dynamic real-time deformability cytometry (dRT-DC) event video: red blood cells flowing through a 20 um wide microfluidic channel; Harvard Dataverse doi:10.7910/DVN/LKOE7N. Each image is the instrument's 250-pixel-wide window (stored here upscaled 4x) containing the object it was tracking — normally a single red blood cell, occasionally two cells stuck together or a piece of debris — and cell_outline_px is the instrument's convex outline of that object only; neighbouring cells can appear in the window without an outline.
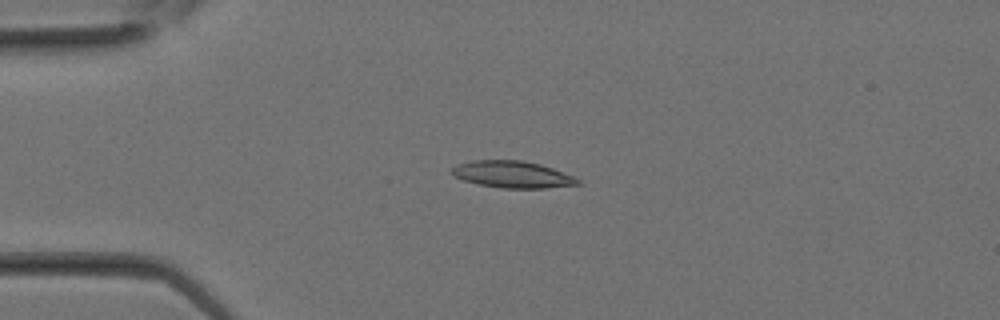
{"species": "Egyptian fruit bat (a non-hibernating species)", "species_latin": "Rousettus aegyptiacus", "temperature_condition": "room temperature", "stored_images_in_passage": 15, "camera_frame_rate_fps": 3000, "um_per_image_px": 0.085, "animal": {"sex": "female"}, "frame": {"image": 1, "passage_image": 3, "time_ms": 0.667, "image_size_px": [1000, 320], "cell_outline_px": [[580, 184], [544, 188], [500, 188], [480, 184], [464, 180], [452, 176], [448, 172], [456, 164], [472, 160], [520, 160], [540, 164], [552, 168], [572, 176], [580, 180]], "centroid_in_image_um": [43.49, 14.82], "position_along_channel_um": 41.5, "area_um2": 19.65}}
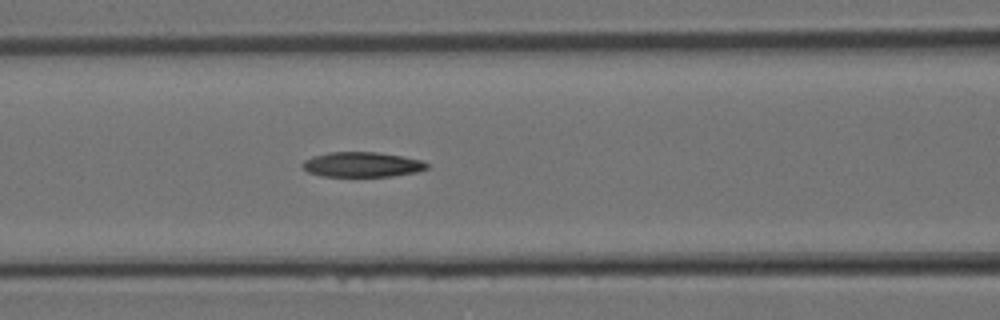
{"frame": {"image": 2, "passage_image": 8, "time_ms": 2.333, "image_size_px": [1000, 320], "cell_outline_px": [[428, 168], [416, 172], [392, 176], [320, 176], [308, 172], [300, 164], [304, 160], [312, 156], [328, 152], [376, 152], [404, 156], [424, 160], [428, 164]], "centroid_in_image_um": [30.78, 13.98], "position_along_channel_um": 135.8, "area_um2": 18.26}}
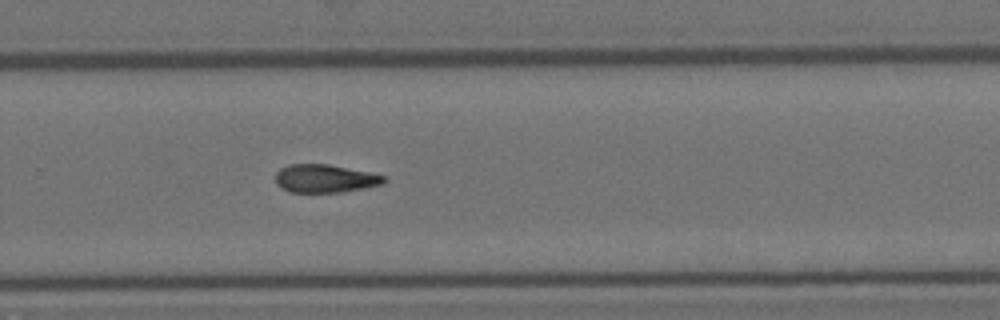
{"frame": {"image": 3, "passage_image": 15, "time_ms": 4.667, "image_size_px": [1000, 320], "cell_outline_px": [[388, 180], [384, 184], [364, 188], [340, 192], [288, 192], [276, 184], [276, 172], [280, 168], [288, 164], [328, 164], [388, 176]], "centroid_in_image_um": [27.64, 15.17], "position_along_channel_um": 302.2, "area_um2": 17.92}}